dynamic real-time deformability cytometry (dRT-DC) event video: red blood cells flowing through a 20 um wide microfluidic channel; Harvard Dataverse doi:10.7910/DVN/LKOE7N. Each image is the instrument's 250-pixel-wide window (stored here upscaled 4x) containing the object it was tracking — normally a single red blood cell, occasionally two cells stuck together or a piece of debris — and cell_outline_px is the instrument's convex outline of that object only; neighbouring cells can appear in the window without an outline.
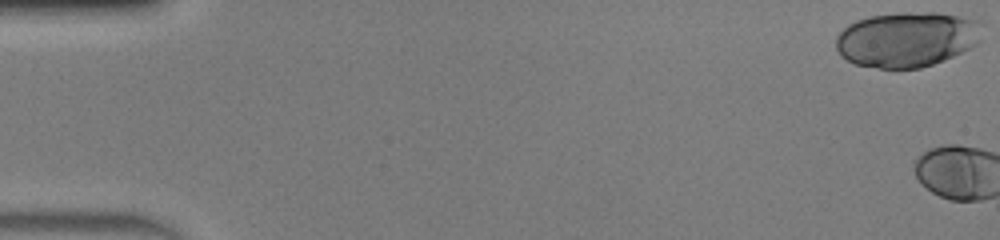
{"species": "human", "species_latin": "Homo sapiens", "temperature_condition": "warm", "stored_images_in_passage": 4, "camera_frame_rate_fps": 3000, "um_per_image_px": 0.085, "donor": {"sex": "male"}, "frame": {"image": 1, "passage_image": 1, "time_ms": 0.0, "image_size_px": [1000, 240], "cell_outline_px": [[980, 40], [972, 48], [944, 60], [920, 68], [880, 68], [856, 64], [840, 56], [836, 48], [836, 36], [848, 24], [856, 20], [868, 16], [900, 12], [936, 12], [976, 20]], "centroid_in_image_um": [77.03, 3.34], "position_along_channel_um": 8.0, "area_um2": 46.82}}